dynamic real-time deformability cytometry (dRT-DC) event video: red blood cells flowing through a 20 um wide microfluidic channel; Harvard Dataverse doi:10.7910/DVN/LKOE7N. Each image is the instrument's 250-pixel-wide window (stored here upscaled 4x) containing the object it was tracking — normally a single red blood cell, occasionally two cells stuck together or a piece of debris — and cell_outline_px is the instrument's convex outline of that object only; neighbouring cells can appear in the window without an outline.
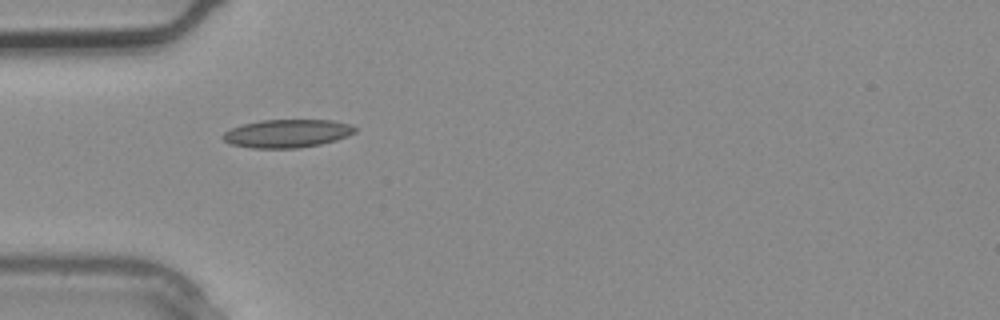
{"species": "common noctule bat (a hibernating species)", "species_latin": "Nyctalus noctula", "temperature_condition": "warm", "stored_images_in_passage": 3, "camera_frame_rate_fps": 3000, "um_per_image_px": 0.085, "animal": {"sex": "male", "body_mass_g": 20.4}, "frame": {"image": 1, "passage_image": 3, "time_ms": 0.667, "image_size_px": [1000, 320], "cell_outline_px": [[356, 132], [348, 136], [336, 140], [320, 144], [300, 148], [252, 148], [228, 144], [220, 136], [224, 132], [232, 128], [244, 124], [260, 120], [332, 120], [352, 124], [356, 128]], "centroid_in_image_um": [24.41, 11.35], "position_along_channel_um": 60.6, "area_um2": 21.85}}